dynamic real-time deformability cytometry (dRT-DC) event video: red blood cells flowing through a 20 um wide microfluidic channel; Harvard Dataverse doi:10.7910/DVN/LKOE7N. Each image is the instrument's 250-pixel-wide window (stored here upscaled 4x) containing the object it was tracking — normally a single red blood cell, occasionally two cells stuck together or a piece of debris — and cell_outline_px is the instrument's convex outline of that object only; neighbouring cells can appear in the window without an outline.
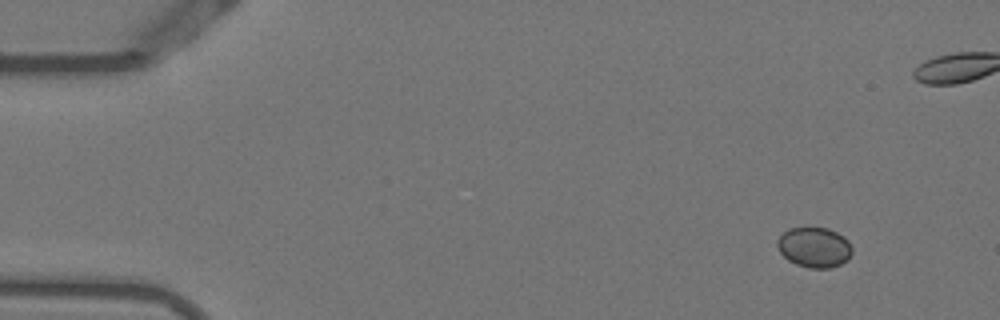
{"species": "Egyptian fruit bat (a non-hibernating species)", "species_latin": "Rousettus aegyptiacus", "temperature_condition": "warm", "stored_images_in_passage": 51, "camera_frame_rate_fps": 3000, "um_per_image_px": 0.085, "animal": {"sex": "female"}, "frame": {"image": 1, "passage_image": 1, "time_ms": 0.0, "image_size_px": [1000, 320], "cell_outline_px": [[852, 252], [848, 260], [840, 264], [828, 268], [808, 268], [796, 264], [788, 260], [780, 252], [776, 244], [776, 240], [788, 228], [828, 228], [844, 236], [848, 240], [852, 248]], "centroid_in_image_um": [69.22, 21.02], "position_along_channel_um": 15.8, "area_um2": 17.57}}
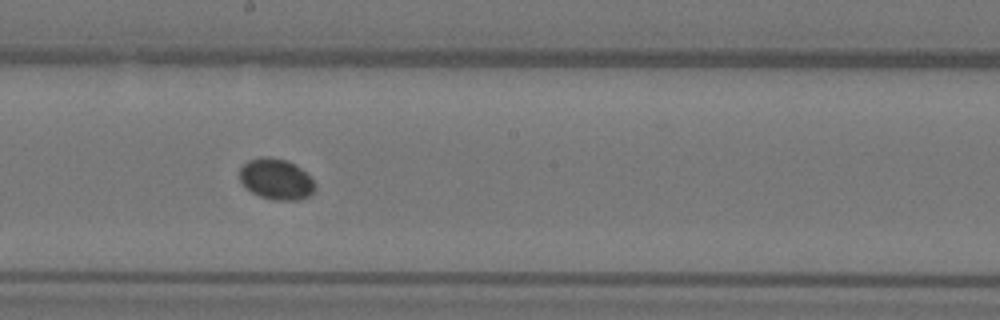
{"frame": {"image": 2, "passage_image": 26, "time_ms": 8.333, "image_size_px": [1000, 320], "cell_outline_px": [[316, 188], [308, 196], [296, 200], [272, 200], [260, 196], [252, 192], [240, 180], [240, 168], [248, 160], [260, 156], [268, 156], [288, 160], [300, 168], [316, 184]], "centroid_in_image_um": [23.47, 15.21], "position_along_channel_um": 224.7, "area_um2": 17.86}}
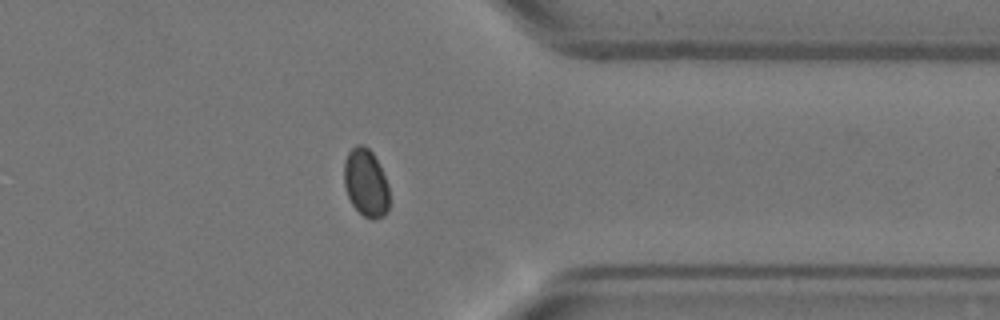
{"frame": {"image": 3, "passage_image": 39, "time_ms": 12.667, "image_size_px": [1000, 320], "cell_outline_px": [[388, 212], [384, 216], [372, 220], [364, 216], [352, 204], [348, 196], [344, 184], [344, 160], [348, 152], [356, 144], [364, 144], [372, 152], [388, 184]], "centroid_in_image_um": [31.08, 15.54], "position_along_channel_um": 380.3, "area_um2": 17.8}}